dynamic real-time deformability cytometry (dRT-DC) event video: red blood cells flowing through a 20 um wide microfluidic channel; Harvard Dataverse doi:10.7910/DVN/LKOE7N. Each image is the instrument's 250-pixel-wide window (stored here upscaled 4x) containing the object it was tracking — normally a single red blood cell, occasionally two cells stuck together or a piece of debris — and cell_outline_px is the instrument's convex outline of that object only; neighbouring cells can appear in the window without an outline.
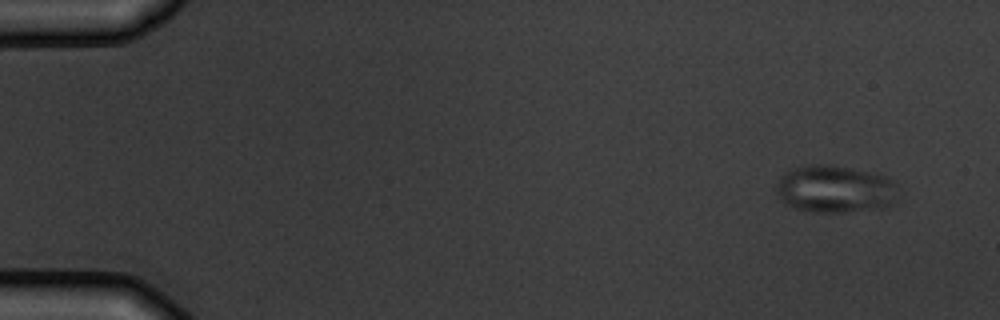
{"species": "common noctule bat (a hibernating species)", "species_latin": "Nyctalus noctula", "temperature_condition": "warm", "stored_images_in_passage": 5, "camera_frame_rate_fps": 3000, "um_per_image_px": 0.085, "animal": {"sex": "male", "body_mass_g": 19.5, "forearm_length_mm": 54.6}, "frame": {"image": 1, "passage_image": 1, "time_ms": 0.0, "image_size_px": [1000, 320], "cell_outline_px": [[892, 184], [888, 208], [840, 212], [816, 212], [796, 208], [784, 204], [780, 200], [776, 188], [776, 184], [780, 176], [784, 172], [792, 168], [808, 164], [832, 164], [888, 176], [892, 180]], "centroid_in_image_um": [70.84, 16.05], "position_along_channel_um": 14.2, "area_um2": 33.29}}